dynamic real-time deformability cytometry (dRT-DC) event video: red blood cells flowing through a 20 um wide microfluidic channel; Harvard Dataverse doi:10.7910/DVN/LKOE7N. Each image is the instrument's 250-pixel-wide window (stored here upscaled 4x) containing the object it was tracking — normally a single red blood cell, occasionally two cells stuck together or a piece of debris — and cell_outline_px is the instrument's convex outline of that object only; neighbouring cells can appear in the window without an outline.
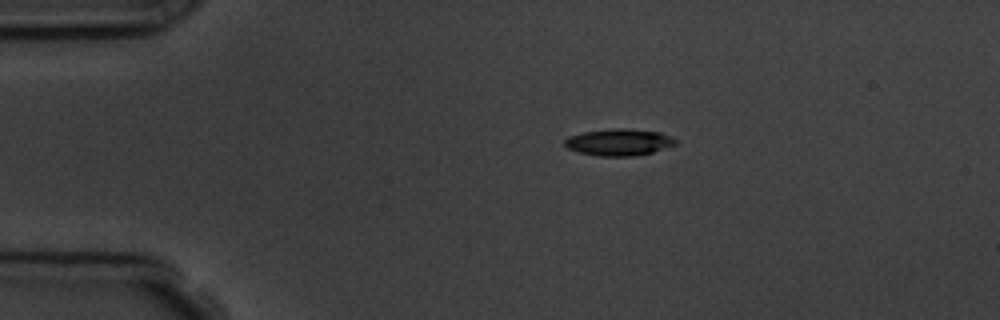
{"species": "common noctule bat (a hibernating species)", "species_latin": "Nyctalus noctula", "temperature_condition": "room temperature", "stored_images_in_passage": 3, "camera_frame_rate_fps": 3000, "um_per_image_px": 0.085, "animal": {"sex": "male", "body_mass_g": 19.5, "forearm_length_mm": 54.6}, "frame": {"image": 1, "passage_image": 1, "time_ms": 0.0, "image_size_px": [1000, 320], "cell_outline_px": [[676, 144], [652, 152], [632, 156], [600, 156], [580, 152], [568, 148], [564, 144], [564, 140], [568, 136], [584, 132], [612, 128], [624, 128], [660, 132], [672, 136], [676, 140]], "centroid_in_image_um": [52.61, 12.08], "position_along_channel_um": 32.4, "area_um2": 17.17}}